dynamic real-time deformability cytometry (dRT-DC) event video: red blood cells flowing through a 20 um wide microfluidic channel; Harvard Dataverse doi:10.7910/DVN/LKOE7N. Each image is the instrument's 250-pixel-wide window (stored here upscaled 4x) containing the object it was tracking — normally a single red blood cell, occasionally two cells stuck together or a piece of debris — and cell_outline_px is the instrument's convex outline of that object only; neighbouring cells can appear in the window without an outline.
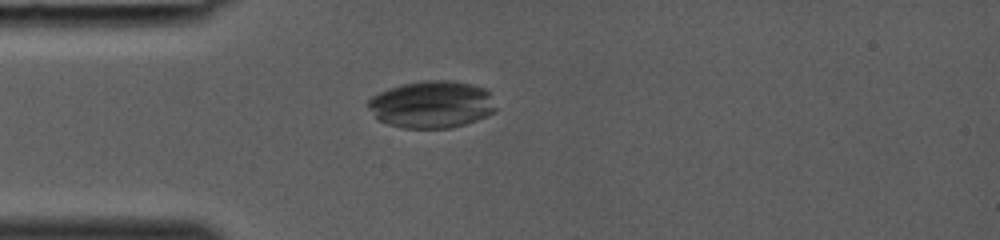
{"species": "common noctule bat (a hibernating species)", "species_latin": "Nyctalus noctula", "temperature_condition": "room temperature", "stored_images_in_passage": 37, "camera_frame_rate_fps": 3000, "um_per_image_px": 0.085, "animal": {"sex": "female", "body_mass_g": 19.0, "forearm_length_mm": 53.3}, "frame": {"image": 1, "passage_image": 11, "time_ms": 3.333, "image_size_px": [1000, 240], "cell_outline_px": [[496, 112], [476, 120], [452, 128], [404, 128], [388, 124], [376, 120], [364, 104], [372, 96], [388, 88], [404, 84], [424, 80], [452, 80], [472, 84], [484, 88], [492, 92], [496, 108]], "centroid_in_image_um": [36.69, 8.88], "position_along_channel_um": 48.3, "area_um2": 35.72}}
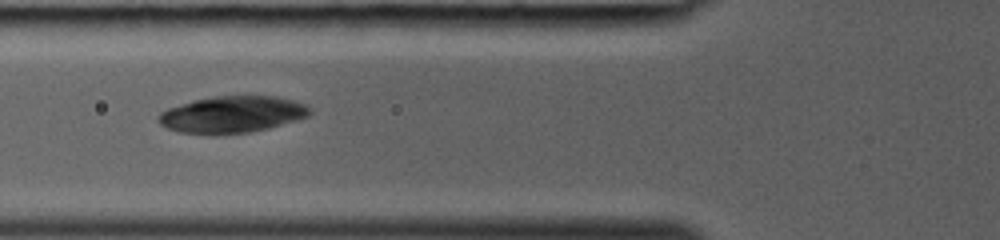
{"frame": {"image": 2, "passage_image": 15, "time_ms": 4.667, "image_size_px": [1000, 240], "cell_outline_px": [[312, 112], [308, 116], [296, 120], [268, 128], [248, 132], [212, 136], [180, 132], [168, 128], [160, 124], [156, 120], [156, 116], [160, 112], [168, 108], [192, 100], [212, 96], [276, 96], [308, 104], [312, 108]], "centroid_in_image_um": [19.71, 9.74], "position_along_channel_um": 106.1, "area_um2": 32.89}}